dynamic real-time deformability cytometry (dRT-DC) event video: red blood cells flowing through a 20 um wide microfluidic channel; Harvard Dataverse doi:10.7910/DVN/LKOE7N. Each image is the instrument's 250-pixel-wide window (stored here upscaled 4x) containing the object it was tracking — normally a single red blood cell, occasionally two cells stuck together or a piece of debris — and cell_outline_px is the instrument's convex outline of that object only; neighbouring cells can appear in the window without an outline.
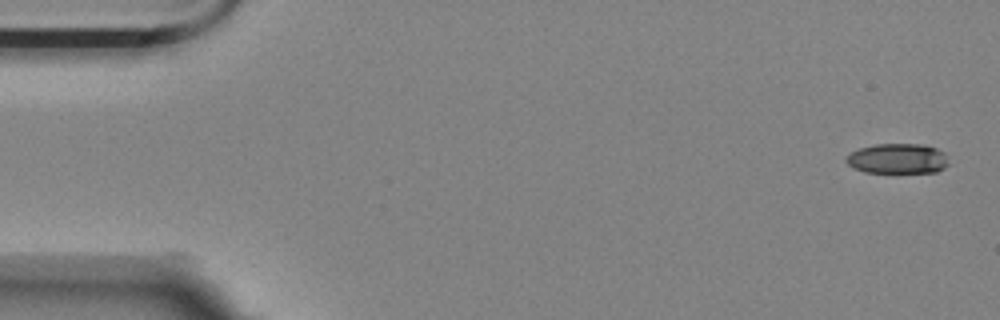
{"species": "Egyptian fruit bat (a non-hibernating species)", "species_latin": "Rousettus aegyptiacus", "temperature_condition": "room temperature", "stored_images_in_passage": 2, "camera_frame_rate_fps": 3000, "um_per_image_px": 0.085, "animal": {"sex": "female"}, "frame": {"image": 1, "passage_image": 1, "time_ms": 0.0, "image_size_px": [1000, 320], "cell_outline_px": [[948, 164], [944, 168], [936, 172], [864, 172], [852, 168], [844, 160], [852, 152], [860, 148], [876, 144], [924, 144], [936, 148], [944, 152]], "centroid_in_image_um": [76.29, 13.48], "position_along_channel_um": 8.7, "area_um2": 17.92}}